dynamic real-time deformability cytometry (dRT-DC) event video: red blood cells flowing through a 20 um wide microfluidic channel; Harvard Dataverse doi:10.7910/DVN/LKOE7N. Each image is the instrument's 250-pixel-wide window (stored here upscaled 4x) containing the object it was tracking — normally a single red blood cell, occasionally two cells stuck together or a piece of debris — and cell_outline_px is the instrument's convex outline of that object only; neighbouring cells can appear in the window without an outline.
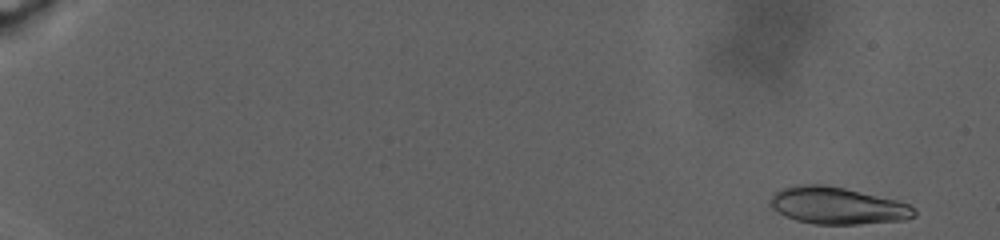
{"species": "human", "species_latin": "Homo sapiens", "temperature_condition": "warm", "stored_images_in_passage": 76, "camera_frame_rate_fps": 3000, "um_per_image_px": 0.085, "donor": {"sex": "male"}, "frame": {"image": 1, "passage_image": 2, "time_ms": 0.667, "image_size_px": [1000, 240], "cell_outline_px": [[916, 216], [904, 220], [860, 224], [812, 224], [796, 220], [784, 216], [772, 208], [772, 196], [776, 192], [784, 188], [796, 184], [824, 184], [844, 188], [896, 200], [908, 204], [916, 208]], "centroid_in_image_um": [71.2, 17.49], "position_along_channel_um": 13.8, "area_um2": 30.98}}
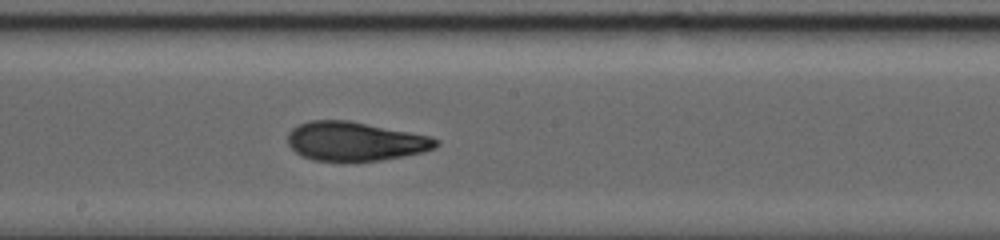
{"frame": {"image": 2, "passage_image": 41, "time_ms": 18.667, "image_size_px": [1000, 240], "cell_outline_px": [[440, 144], [436, 148], [424, 152], [380, 160], [352, 164], [312, 160], [300, 156], [288, 144], [288, 132], [292, 128], [300, 124], [312, 120], [348, 120], [432, 136], [440, 140]], "centroid_in_image_um": [30.2, 12.05], "position_along_channel_um": 218.0, "area_um2": 34.62}}
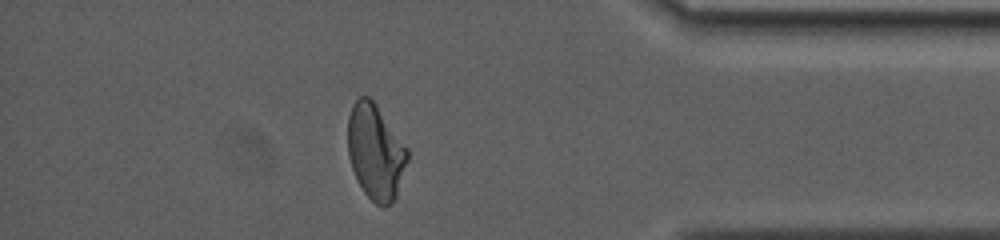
{"frame": {"image": 3, "passage_image": 67, "time_ms": 27.667, "image_size_px": [1000, 240], "cell_outline_px": [[408, 160], [396, 196], [392, 204], [384, 208], [376, 204], [364, 192], [352, 168], [348, 156], [348, 116], [352, 104], [360, 96], [368, 96], [376, 104], [408, 148]], "centroid_in_image_um": [31.92, 12.91], "position_along_channel_um": 403.3, "area_um2": 33.06}, "authors_computed_cell_mechanics": {"area_um2": 33.4084, "velocity_mm_per_s": 2.2912, "shape_relaxation_time_tau1_ms": null, "shape_relaxation_time_tau2_ms": 2.6756, "deformation_change_tau1": null, "deformation_change_tau2": 0.0798}}